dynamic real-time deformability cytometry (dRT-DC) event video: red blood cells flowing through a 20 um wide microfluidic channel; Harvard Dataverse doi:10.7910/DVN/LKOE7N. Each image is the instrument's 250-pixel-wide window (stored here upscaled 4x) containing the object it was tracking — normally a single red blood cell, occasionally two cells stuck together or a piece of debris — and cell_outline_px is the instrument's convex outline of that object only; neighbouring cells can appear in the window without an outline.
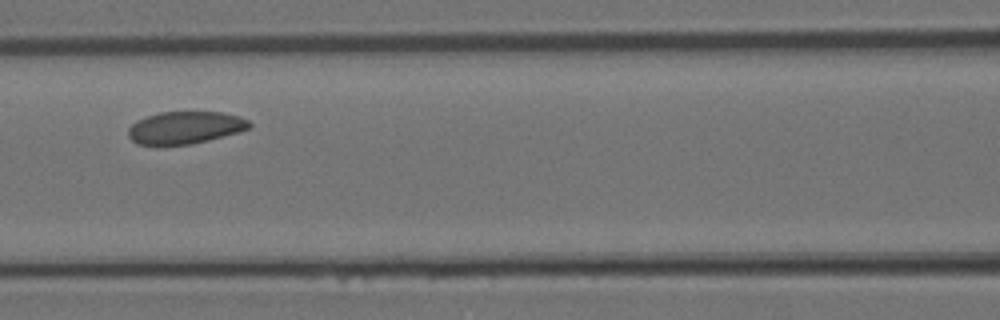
{"species": "Egyptian fruit bat (a non-hibernating species)", "species_latin": "Rousettus aegyptiacus", "temperature_condition": "room temperature", "stored_images_in_passage": 4, "camera_frame_rate_fps": 3000, "um_per_image_px": 0.085, "animal": {"sex": "female"}, "frame": {"image": 1, "passage_image": 4, "time_ms": 1.0, "image_size_px": [1000, 320], "cell_outline_px": [[252, 124], [248, 128], [236, 132], [208, 140], [192, 144], [136, 144], [128, 136], [128, 128], [136, 120], [160, 112], [224, 112], [240, 116], [248, 120]], "centroid_in_image_um": [15.72, 10.83], "position_along_channel_um": 150.9, "area_um2": 22.6}}